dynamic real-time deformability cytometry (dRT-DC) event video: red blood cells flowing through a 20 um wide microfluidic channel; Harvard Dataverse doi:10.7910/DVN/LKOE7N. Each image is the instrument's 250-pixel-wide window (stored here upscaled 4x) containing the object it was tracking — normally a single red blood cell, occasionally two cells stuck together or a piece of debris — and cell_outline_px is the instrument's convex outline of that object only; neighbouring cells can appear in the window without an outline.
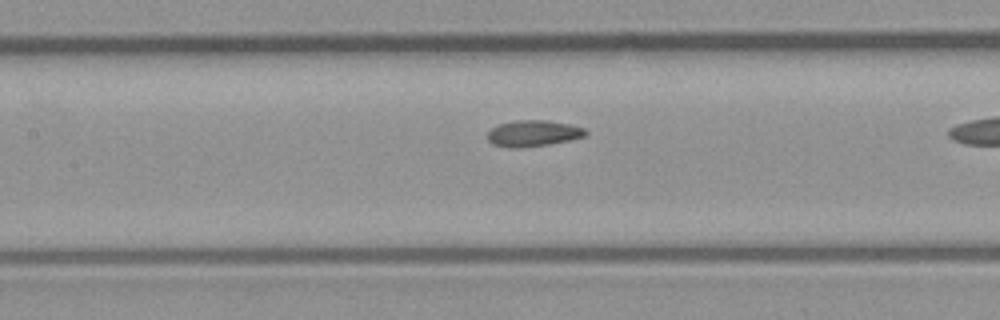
{"species": "common noctule bat (a hibernating species)", "species_latin": "Nyctalus noctula", "temperature_condition": "room temperature", "stored_images_in_passage": 29, "camera_frame_rate_fps": 3000, "um_per_image_px": 0.085, "animal": {"sex": "male", "body_mass_g": 23.1, "forearm_length_mm": 52.7}, "frame": {"image": 1, "passage_image": 9, "time_ms": 2.667, "image_size_px": [1000, 320], "cell_outline_px": [[588, 132], [584, 136], [568, 140], [548, 144], [520, 148], [508, 148], [492, 144], [488, 140], [488, 132], [492, 128], [500, 124], [516, 120], [544, 120], [568, 124], [584, 128]], "centroid_in_image_um": [45.29, 11.34], "position_along_channel_um": 162.1, "area_um2": 14.8}}
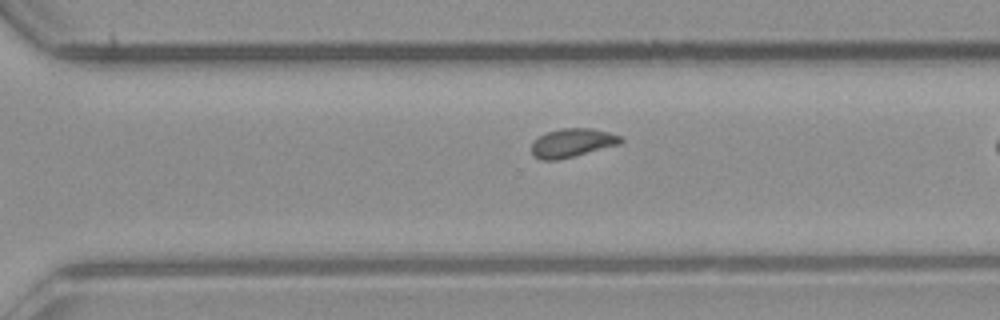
{"frame": {"image": 2, "passage_image": 21, "time_ms": 6.667, "image_size_px": [1000, 320], "cell_outline_px": [[624, 140], [620, 144], [556, 160], [544, 160], [536, 156], [532, 152], [532, 140], [548, 132], [560, 128], [592, 128], [608, 132], [620, 136]], "centroid_in_image_um": [48.64, 12.12], "position_along_channel_um": 322.0, "area_um2": 14.62}, "authors_computed_cell_mechanics": {"area_um2": 14.7968, "velocity_mm_per_s": 4.0083, "shape_relaxation_time_tau1_ms": 8.004, "shape_relaxation_time_tau2_ms": 2.1225, "deformation_change_tau1": 0.1471, "deformation_change_tau2": 0.0517}}